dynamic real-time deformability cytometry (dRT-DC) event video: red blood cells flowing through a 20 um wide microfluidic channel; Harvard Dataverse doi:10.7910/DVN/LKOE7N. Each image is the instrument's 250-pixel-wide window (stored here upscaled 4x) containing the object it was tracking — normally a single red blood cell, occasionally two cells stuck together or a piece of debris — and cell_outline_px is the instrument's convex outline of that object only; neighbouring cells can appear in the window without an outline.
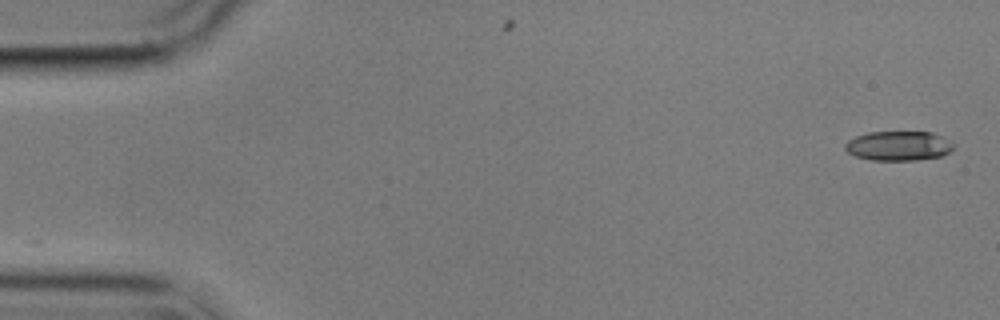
{"species": "common noctule bat (a hibernating species)", "species_latin": "Nyctalus noctula", "temperature_condition": "cold", "stored_images_in_passage": 5, "camera_frame_rate_fps": 3000, "um_per_image_px": 0.085, "animal": {"sex": "male", "body_mass_g": 17.9}, "frame": {"image": 1, "passage_image": 1, "time_ms": 0.0, "image_size_px": [1000, 320], "cell_outline_px": [[956, 144], [948, 152], [940, 156], [916, 160], [872, 160], [856, 156], [848, 152], [844, 148], [844, 144], [848, 140], [856, 136], [868, 132], [932, 132]], "centroid_in_image_um": [76.35, 12.39], "position_along_channel_um": 8.6, "area_um2": 18.55}}